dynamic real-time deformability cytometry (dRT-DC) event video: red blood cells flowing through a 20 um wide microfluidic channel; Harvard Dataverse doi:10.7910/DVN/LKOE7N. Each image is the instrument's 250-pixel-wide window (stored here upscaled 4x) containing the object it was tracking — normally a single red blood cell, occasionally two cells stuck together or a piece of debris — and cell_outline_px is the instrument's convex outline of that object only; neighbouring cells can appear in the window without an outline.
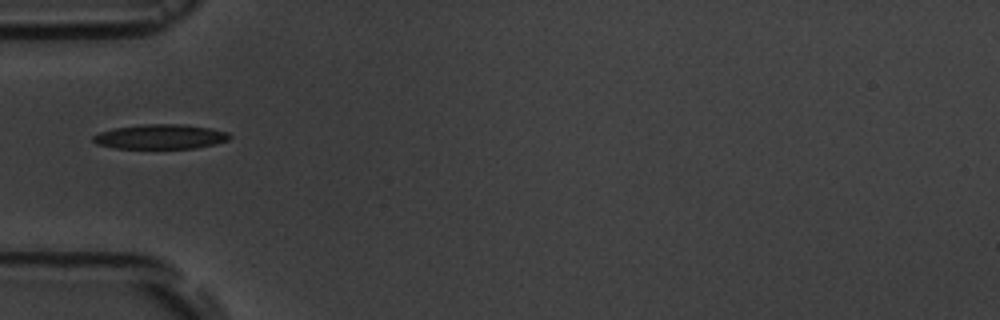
{"species": "common noctule bat (a hibernating species)", "species_latin": "Nyctalus noctula", "temperature_condition": "room temperature", "stored_images_in_passage": 2, "camera_frame_rate_fps": 3000, "um_per_image_px": 0.085, "animal": {"sex": "male", "body_mass_g": 19.5, "forearm_length_mm": 54.6}, "frame": {"image": 1, "passage_image": 1, "time_ms": 0.0, "image_size_px": [1000, 320], "cell_outline_px": [[232, 136], [228, 140], [216, 144], [196, 148], [116, 148], [96, 144], [92, 140], [92, 136], [100, 132], [116, 128], [144, 124], [184, 124], [212, 128], [228, 132]], "centroid_in_image_um": [13.68, 11.61], "position_along_channel_um": 71.3, "area_um2": 19.65}}
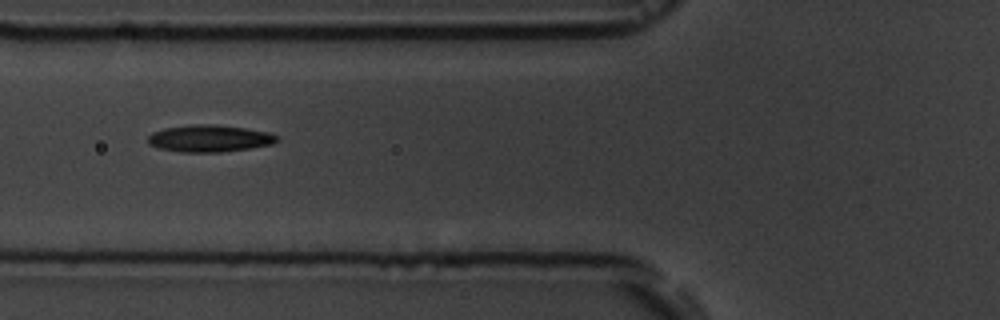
{"frame": {"image": 2, "passage_image": 2, "time_ms": 1.0, "image_size_px": [1000, 320], "cell_outline_px": [[280, 140], [272, 144], [248, 148], [220, 152], [180, 152], [160, 148], [148, 144], [148, 136], [152, 132], [164, 128], [192, 124], [212, 124], [244, 128], [268, 132], [276, 136]], "centroid_in_image_um": [17.77, 11.76], "position_along_channel_um": 108.0, "area_um2": 20.17}}